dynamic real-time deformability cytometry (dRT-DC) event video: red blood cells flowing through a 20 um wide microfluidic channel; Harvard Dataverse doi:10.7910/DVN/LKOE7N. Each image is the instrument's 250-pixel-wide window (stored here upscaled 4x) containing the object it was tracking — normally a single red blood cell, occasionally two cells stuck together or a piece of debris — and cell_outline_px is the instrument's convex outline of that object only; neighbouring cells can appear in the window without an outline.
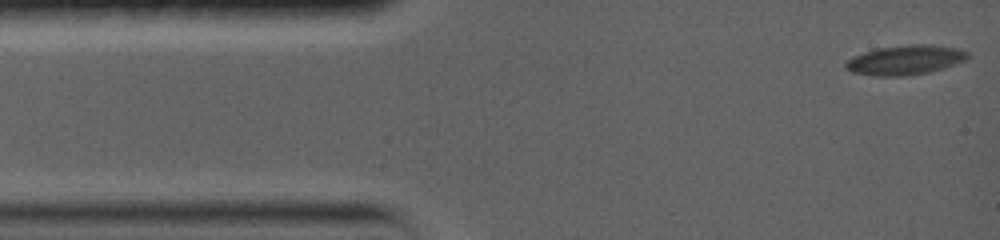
{"species": "common noctule bat (a hibernating species)", "species_latin": "Nyctalus noctula", "temperature_condition": "warm", "stored_images_in_passage": 7, "camera_frame_rate_fps": 5000, "um_per_image_px": 0.085, "animal": {"sex": "female", "body_mass_g": 19.0, "forearm_length_mm": 56.7}, "frame": {"image": 1, "passage_image": 1, "time_ms": 0.0, "image_size_px": [1000, 240], "cell_outline_px": [[968, 56], [964, 60], [924, 72], [860, 72], [848, 68], [848, 60], [856, 56], [880, 48], [908, 44], [920, 44], [952, 48], [964, 52]], "centroid_in_image_um": [77.02, 5.0], "position_along_channel_um": 8.0, "area_um2": 18.09}}
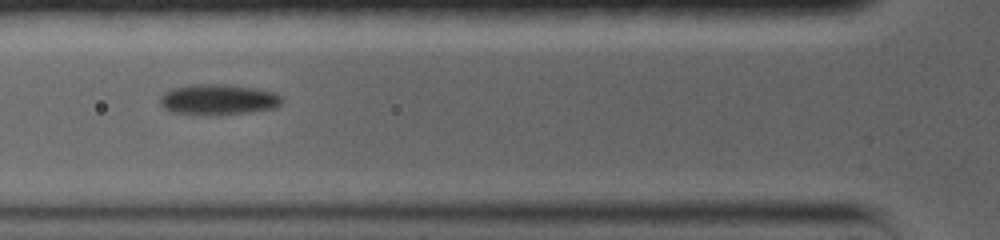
{"frame": {"image": 2, "passage_image": 6, "time_ms": 4.8, "image_size_px": [1000, 240], "cell_outline_px": [[280, 100], [276, 104], [268, 108], [232, 112], [196, 112], [168, 108], [164, 104], [164, 96], [180, 88], [240, 88], [268, 92], [276, 96]], "centroid_in_image_um": [18.63, 8.49], "position_along_channel_um": 107.2, "area_um2": 16.88}}